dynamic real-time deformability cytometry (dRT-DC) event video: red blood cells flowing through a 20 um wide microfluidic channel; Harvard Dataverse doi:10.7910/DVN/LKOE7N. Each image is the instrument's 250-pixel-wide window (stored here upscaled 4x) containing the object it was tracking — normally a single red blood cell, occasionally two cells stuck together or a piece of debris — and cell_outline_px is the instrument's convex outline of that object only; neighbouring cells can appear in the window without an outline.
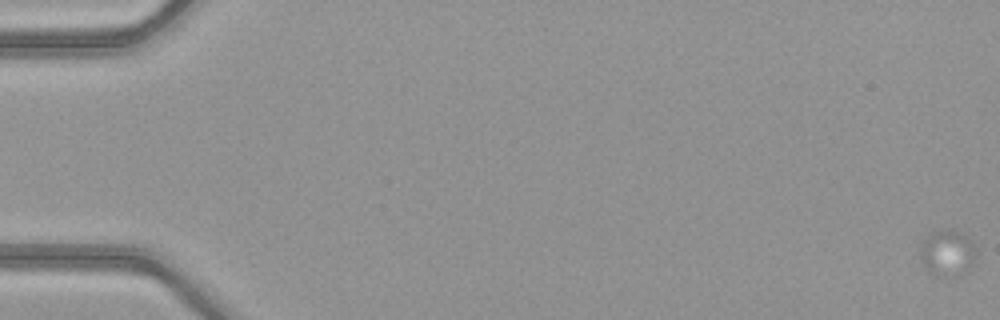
{"species": "common noctule bat (a hibernating species)", "species_latin": "Nyctalus noctula", "temperature_condition": "warm", "stored_images_in_passage": 27, "camera_frame_rate_fps": 3000, "um_per_image_px": 0.085, "animal": {"sex": "female", "body_mass_g": 21.9}, "frame": {"image": 1, "passage_image": 1, "time_ms": 0.0, "image_size_px": [1000, 320], "cell_outline_px": [[976, 256], [972, 264], [968, 268], [936, 276], [928, 272], [920, 260], [920, 248], [924, 240], [928, 236], [936, 232], [956, 232], [968, 236], [976, 248]], "centroid_in_image_um": [80.5, 21.49], "position_along_channel_um": 4.5, "area_um2": 14.05}}
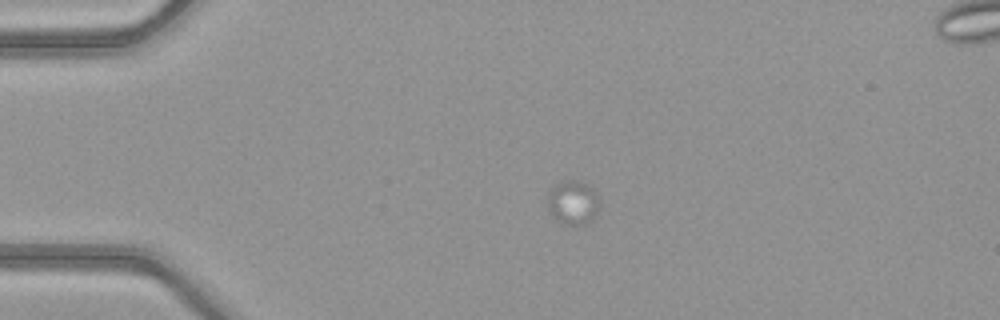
{"frame": {"image": 2, "passage_image": 14, "time_ms": 4.333, "image_size_px": [1000, 320], "cell_outline_px": [[600, 204], [596, 212], [584, 224], [564, 224], [556, 220], [552, 216], [548, 208], [548, 188], [556, 184], [568, 180], [576, 180], [588, 184], [600, 196]], "centroid_in_image_um": [48.68, 17.18], "position_along_channel_um": 36.3, "area_um2": 13.35}}
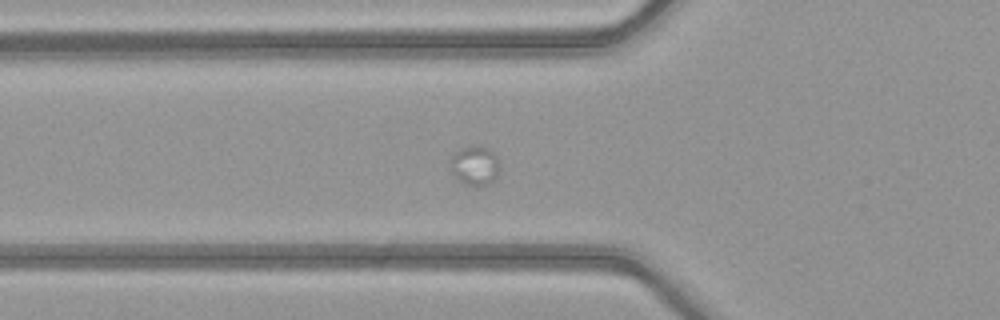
{"frame": {"image": 3, "passage_image": 21, "time_ms": 6.667, "image_size_px": [1000, 320], "cell_outline_px": [[496, 176], [488, 184], [464, 184], [452, 172], [448, 160], [460, 148], [476, 144], [492, 152], [496, 156]], "centroid_in_image_um": [40.28, 14.03], "position_along_channel_um": 85.5, "area_um2": 10.75}}